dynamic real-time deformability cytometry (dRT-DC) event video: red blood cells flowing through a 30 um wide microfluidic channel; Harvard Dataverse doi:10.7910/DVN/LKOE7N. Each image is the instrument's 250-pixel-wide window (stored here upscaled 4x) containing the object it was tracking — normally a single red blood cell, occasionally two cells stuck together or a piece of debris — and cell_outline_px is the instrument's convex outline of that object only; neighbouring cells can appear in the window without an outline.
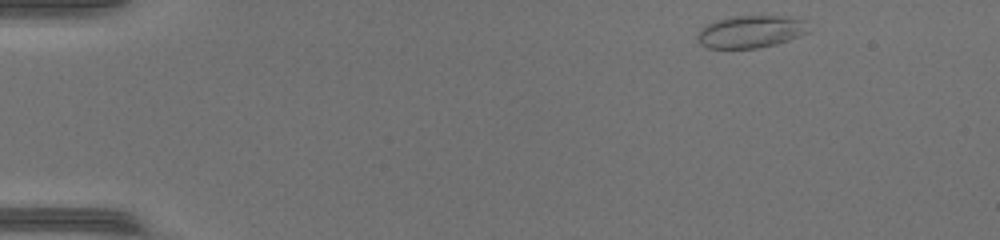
{"species": "common noctule bat (a hibernating species)", "species_latin": "Nyctalus noctula", "temperature_condition": "warm", "stored_images_in_passage": 43, "camera_frame_rate_fps": 3000, "um_per_image_px": 0.085, "animal": {"sex": "female", "body_mass_g": 17.0, "forearm_length_mm": 48.0}, "frame": {"image": 1, "passage_image": 1, "time_ms": 0.0, "image_size_px": [1000, 240], "cell_outline_px": [[808, 32], [800, 36], [776, 44], [756, 48], [708, 48], [700, 44], [696, 40], [696, 32], [704, 24], [716, 20], [732, 16], [792, 16], [804, 20]], "centroid_in_image_um": [63.75, 2.68], "position_along_channel_um": 21.3, "area_um2": 21.21}}
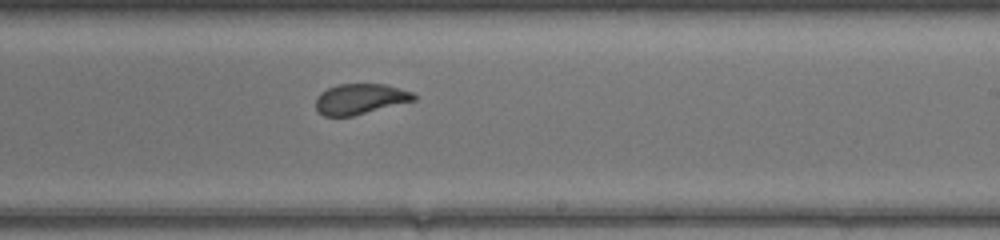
{"frame": {"image": 2, "passage_image": 25, "time_ms": 8.0, "image_size_px": [1000, 240], "cell_outline_px": [[416, 100], [352, 116], [324, 116], [316, 108], [316, 96], [320, 92], [328, 88], [340, 84], [384, 84], [412, 92], [416, 96]], "centroid_in_image_um": [30.6, 8.41], "position_along_channel_um": 258.4, "area_um2": 17.28}}
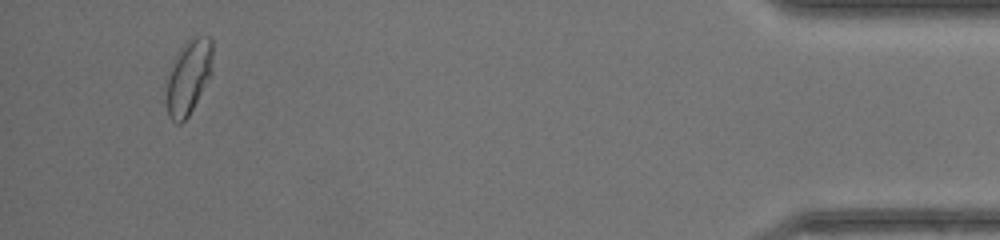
{"frame": {"image": 3, "passage_image": 41, "time_ms": 13.333, "image_size_px": [1000, 240], "cell_outline_px": [[212, 72], [188, 116], [180, 124], [176, 124], [168, 116], [168, 76], [180, 52], [188, 40], [196, 36], [208, 36], [212, 40]], "centroid_in_image_um": [16.07, 6.55], "position_along_channel_um": 419.1, "area_um2": 19.13}, "authors_computed_cell_mechanics": {"area_um2": 18.9584, "velocity_mm_per_s": 4.3325, "shape_relaxation_time_tau1_ms": 5.9738, "shape_relaxation_time_tau2_ms": null, "deformation_change_tau1": 0.1545, "deformation_change_tau2": null}}